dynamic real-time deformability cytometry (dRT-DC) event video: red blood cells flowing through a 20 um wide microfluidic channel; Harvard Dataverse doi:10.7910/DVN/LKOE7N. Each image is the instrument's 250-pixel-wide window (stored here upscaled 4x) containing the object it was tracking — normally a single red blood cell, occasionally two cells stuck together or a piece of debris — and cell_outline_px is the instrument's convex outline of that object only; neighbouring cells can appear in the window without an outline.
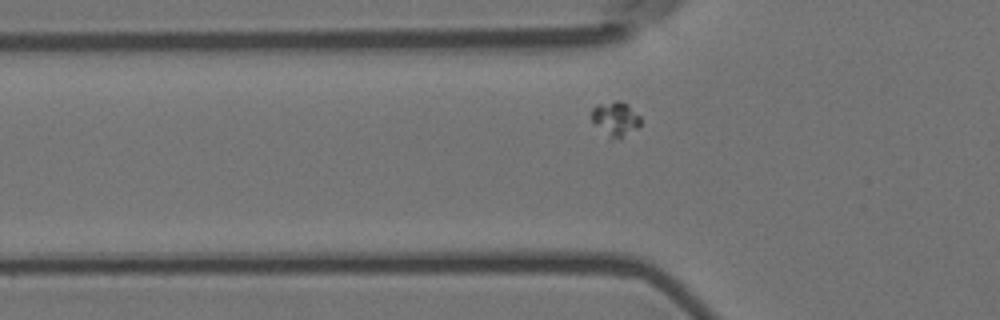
{"species": "Egyptian fruit bat (a non-hibernating species)", "species_latin": "Rousettus aegyptiacus", "temperature_condition": "room temperature", "stored_images_in_passage": 46, "camera_frame_rate_fps": 3000, "um_per_image_px": 0.085, "animal": {"sex": "female"}, "frame": {"image": 1, "passage_image": 7, "time_ms": 2.0, "image_size_px": [1000, 320], "cell_outline_px": [[640, 124], [636, 128], [620, 140], [608, 140], [592, 120], [592, 108], [596, 104], [616, 100], [620, 100], [628, 104], [640, 116]], "centroid_in_image_um": [52.3, 10.13], "position_along_channel_um": 73.5, "area_um2": 10.17}}
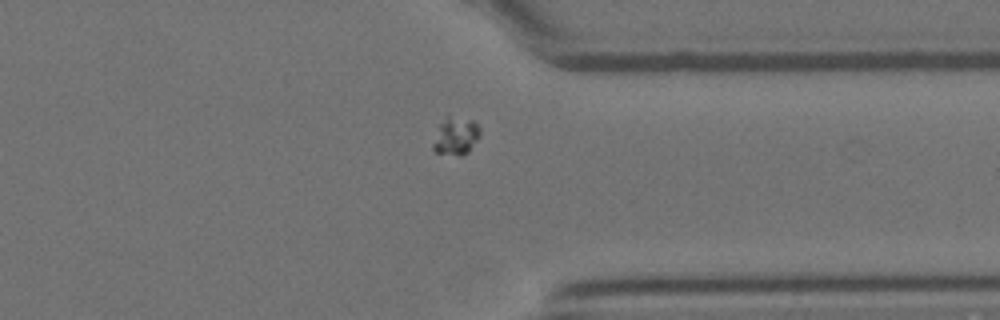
{"frame": {"image": 2, "passage_image": 33, "time_ms": 10.667, "image_size_px": [1000, 320], "cell_outline_px": [[480, 136], [468, 152], [460, 156], [436, 152], [432, 148], [432, 144], [440, 124], [444, 116], [448, 116], [472, 120], [480, 128]], "centroid_in_image_um": [38.74, 11.57], "position_along_channel_um": 372.7, "area_um2": 10.23}}
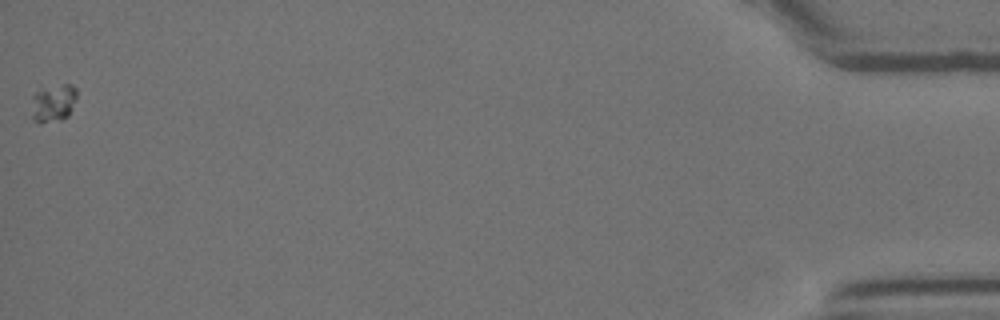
{"frame": {"image": 3, "passage_image": 46, "time_ms": 15.0, "image_size_px": [1000, 320], "cell_outline_px": [[76, 100], [68, 116], [60, 120], [40, 124], [32, 120], [32, 96], [40, 84], [72, 84], [76, 88]], "centroid_in_image_um": [4.49, 8.7], "position_along_channel_um": 430.7, "area_um2": 10.64}}